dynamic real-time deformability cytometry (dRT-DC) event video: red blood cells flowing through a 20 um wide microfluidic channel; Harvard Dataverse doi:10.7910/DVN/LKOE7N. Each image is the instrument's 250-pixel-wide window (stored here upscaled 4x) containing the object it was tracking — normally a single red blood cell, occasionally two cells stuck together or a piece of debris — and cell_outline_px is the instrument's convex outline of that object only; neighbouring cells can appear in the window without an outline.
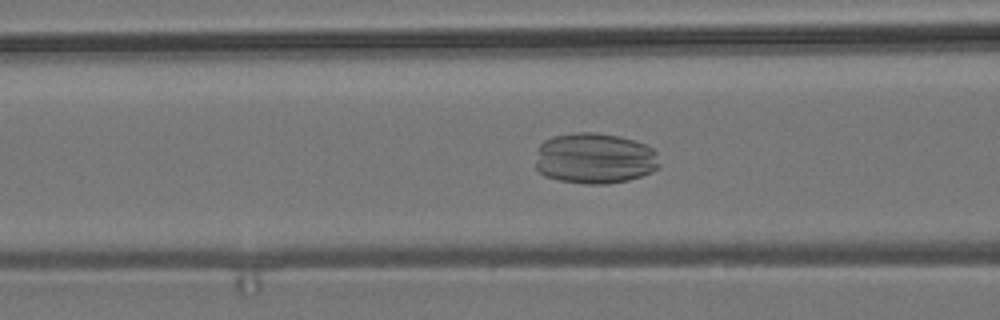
{"species": "common noctule bat (a hibernating species)", "species_latin": "Nyctalus noctula", "temperature_condition": "room temperature", "stored_images_in_passage": 46, "camera_frame_rate_fps": 3000, "um_per_image_px": 0.085, "animal": {"sex": "male", "body_mass_g": 19.2, "forearm_length_mm": 51.8}, "frame": {"image": 1, "passage_image": 21, "time_ms": 6.667, "image_size_px": [1000, 320], "cell_outline_px": [[660, 168], [652, 172], [628, 180], [608, 184], [584, 184], [560, 180], [544, 176], [536, 168], [536, 164], [540, 144], [544, 140], [552, 136], [576, 132], [596, 132], [620, 136], [644, 144], [652, 148], [656, 152], [660, 164]], "centroid_in_image_um": [50.56, 13.46], "position_along_channel_um": 116.0, "area_um2": 36.93}}
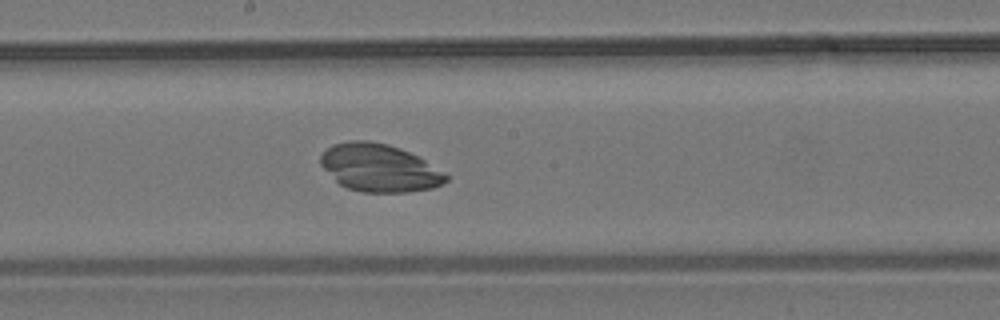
{"frame": {"image": 2, "passage_image": 29, "time_ms": 9.333, "image_size_px": [1000, 320], "cell_outline_px": [[448, 180], [432, 188], [404, 192], [360, 192], [348, 188], [340, 184], [320, 164], [320, 156], [332, 144], [348, 140], [368, 140], [388, 144], [400, 148], [424, 160], [444, 172], [448, 176]], "centroid_in_image_um": [32.22, 14.26], "position_along_channel_um": 216.0, "area_um2": 34.56}}
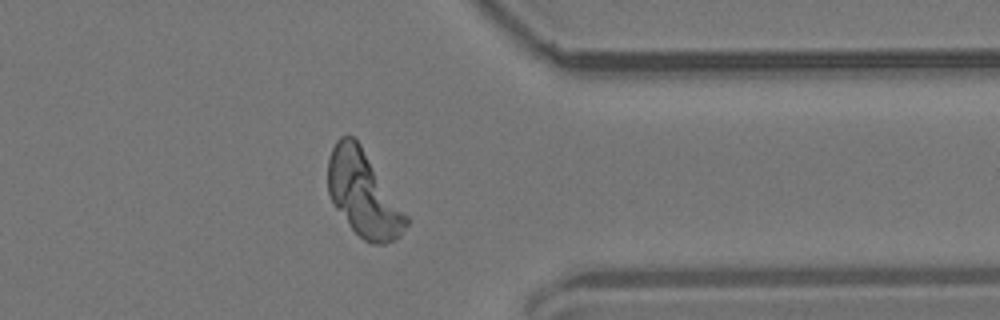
{"frame": {"image": 3, "passage_image": 43, "time_ms": 14.0, "image_size_px": [1000, 320], "cell_outline_px": [[408, 224], [400, 236], [384, 244], [372, 244], [364, 240], [348, 224], [336, 208], [328, 192], [328, 160], [332, 148], [336, 140], [340, 136], [352, 136], [360, 144], [408, 216]], "centroid_in_image_um": [30.89, 16.49], "position_along_channel_um": 380.5, "area_um2": 38.38}}